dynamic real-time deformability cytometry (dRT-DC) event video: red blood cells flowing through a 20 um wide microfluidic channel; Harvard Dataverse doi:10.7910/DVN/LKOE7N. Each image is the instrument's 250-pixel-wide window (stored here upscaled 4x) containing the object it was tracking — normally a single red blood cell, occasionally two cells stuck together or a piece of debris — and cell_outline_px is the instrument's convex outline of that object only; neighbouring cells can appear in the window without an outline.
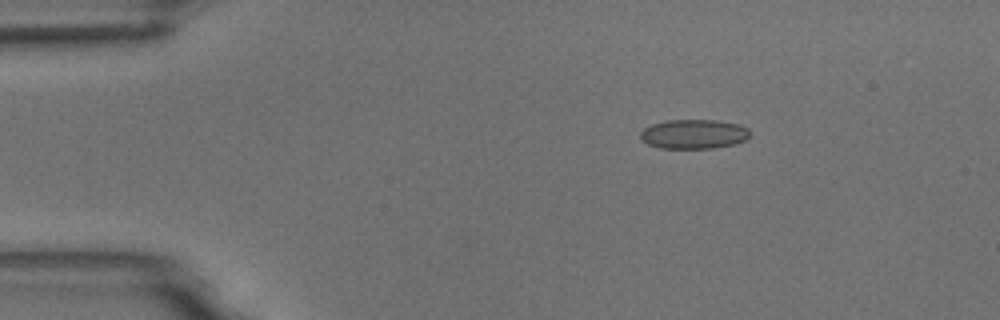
{"species": "common noctule bat (a hibernating species)", "species_latin": "Nyctalus noctula", "temperature_condition": "room temperature", "stored_images_in_passage": 4, "camera_frame_rate_fps": 3000, "um_per_image_px": 0.085, "animal": {"sex": "male", "body_mass_g": 18.8}, "frame": {"image": 1, "passage_image": 2, "time_ms": 2.0, "image_size_px": [1000, 320], "cell_outline_px": [[748, 136], [744, 140], [736, 144], [712, 148], [660, 148], [648, 144], [640, 140], [640, 132], [644, 128], [652, 124], [668, 120], [716, 120], [740, 124], [748, 128]], "centroid_in_image_um": [58.95, 11.39], "position_along_channel_um": 26.1, "area_um2": 18.79}}
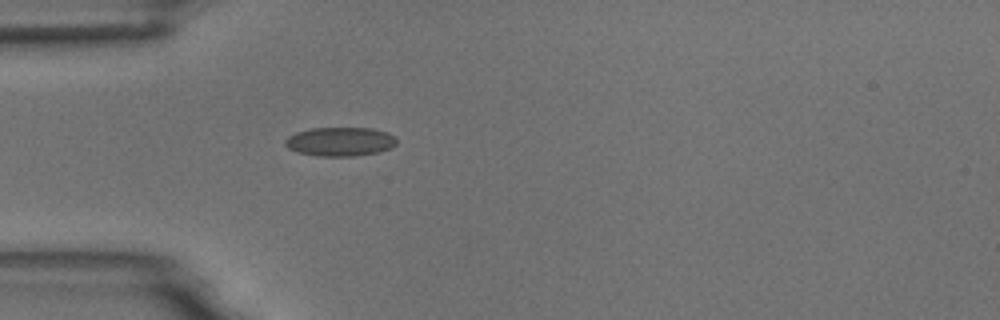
{"frame": {"image": 2, "passage_image": 4, "time_ms": 4.333, "image_size_px": [1000, 320], "cell_outline_px": [[396, 144], [392, 148], [376, 152], [352, 156], [320, 156], [296, 152], [288, 148], [284, 144], [284, 140], [288, 136], [296, 132], [312, 128], [372, 128], [388, 132], [396, 136]], "centroid_in_image_um": [28.91, 12.03], "position_along_channel_um": 56.1, "area_um2": 18.9}}